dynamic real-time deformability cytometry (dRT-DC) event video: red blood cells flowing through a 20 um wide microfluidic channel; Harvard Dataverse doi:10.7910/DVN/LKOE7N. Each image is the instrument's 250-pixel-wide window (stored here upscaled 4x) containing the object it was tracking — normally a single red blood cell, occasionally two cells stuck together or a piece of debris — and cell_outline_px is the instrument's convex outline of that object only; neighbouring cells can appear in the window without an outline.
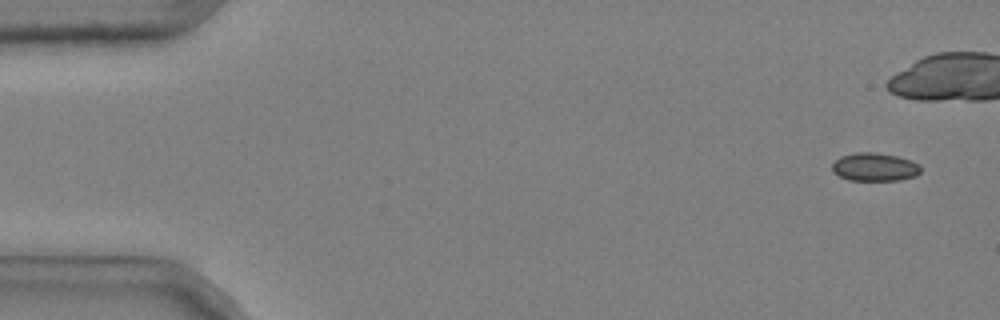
{"species": "common noctule bat (a hibernating species)", "species_latin": "Nyctalus noctula", "temperature_condition": "cold", "stored_images_in_passage": 9, "camera_frame_rate_fps": 3000, "um_per_image_px": 0.085, "animal": {"sex": "male", "body_mass_g": 20.4}, "frame": {"image": 1, "passage_image": 1, "time_ms": 0.0, "image_size_px": [1000, 320], "cell_outline_px": [[920, 172], [916, 176], [900, 180], [848, 180], [832, 172], [832, 164], [840, 156], [856, 152], [876, 152], [896, 156], [912, 160], [920, 164]], "centroid_in_image_um": [74.35, 14.19], "position_along_channel_um": 10.6, "area_um2": 14.68}}